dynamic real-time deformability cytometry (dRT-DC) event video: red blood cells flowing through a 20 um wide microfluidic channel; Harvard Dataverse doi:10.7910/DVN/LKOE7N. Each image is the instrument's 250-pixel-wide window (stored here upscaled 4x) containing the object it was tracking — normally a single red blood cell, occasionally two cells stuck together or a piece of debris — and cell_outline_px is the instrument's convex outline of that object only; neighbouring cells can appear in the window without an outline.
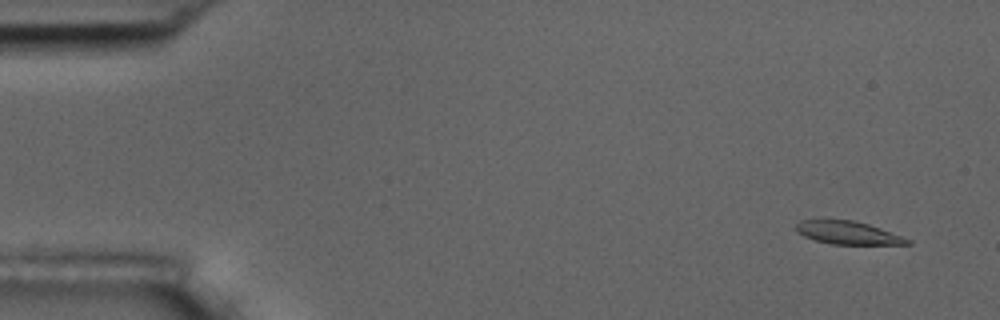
{"species": "common noctule bat (a hibernating species)", "species_latin": "Nyctalus noctula", "temperature_condition": "room temperature", "stored_images_in_passage": 5, "camera_frame_rate_fps": 3000, "um_per_image_px": 0.085, "animal": {"sex": "male", "body_mass_g": 17.5, "forearm_length_mm": 52.3}, "frame": {"image": 1, "passage_image": 2, "time_ms": 1.0, "image_size_px": [1000, 320], "cell_outline_px": [[912, 244], [832, 244], [816, 240], [804, 236], [796, 232], [796, 224], [800, 220], [856, 220], [880, 228], [912, 240]], "centroid_in_image_um": [72.07, 19.78], "position_along_channel_um": 12.9, "area_um2": 14.8}}
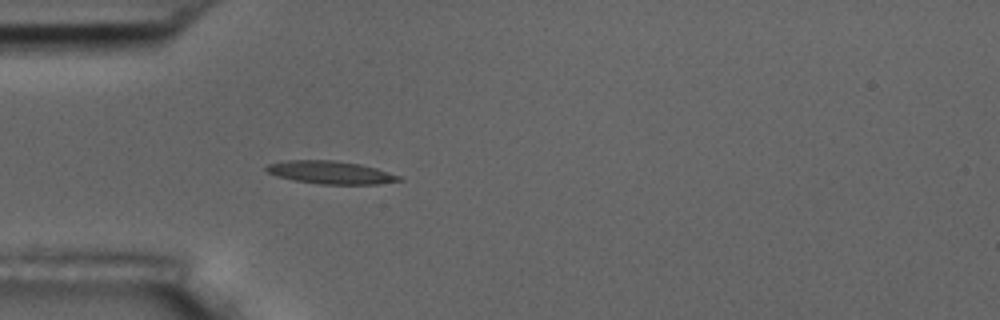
{"frame": {"image": 2, "passage_image": 5, "time_ms": 5.333, "image_size_px": [1000, 320], "cell_outline_px": [[404, 180], [380, 184], [320, 184], [292, 180], [276, 176], [268, 172], [264, 168], [268, 164], [288, 160], [336, 160], [360, 164], [376, 168], [404, 176]], "centroid_in_image_um": [28.15, 14.66], "position_along_channel_um": 56.9, "area_um2": 17.92}}